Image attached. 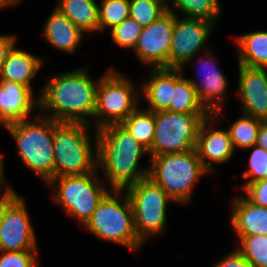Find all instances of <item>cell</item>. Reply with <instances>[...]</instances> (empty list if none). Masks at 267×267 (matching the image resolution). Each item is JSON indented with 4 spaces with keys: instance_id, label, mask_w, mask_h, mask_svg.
I'll list each match as a JSON object with an SVG mask.
<instances>
[{
    "instance_id": "obj_13",
    "label": "cell",
    "mask_w": 267,
    "mask_h": 267,
    "mask_svg": "<svg viewBox=\"0 0 267 267\" xmlns=\"http://www.w3.org/2000/svg\"><path fill=\"white\" fill-rule=\"evenodd\" d=\"M205 54L203 56L196 55L192 59L188 60L182 67L181 70L184 71L185 66L189 63L194 62L200 67L199 76L202 79L195 80L194 78H187L192 86L195 88L199 101L206 108L210 114H214L218 110H223L224 102H227L226 92L228 90V80L224 74L217 69V60L212 55V50H204ZM198 60V61H197ZM197 69V68H196ZM201 78V77H199Z\"/></svg>"
},
{
    "instance_id": "obj_29",
    "label": "cell",
    "mask_w": 267,
    "mask_h": 267,
    "mask_svg": "<svg viewBox=\"0 0 267 267\" xmlns=\"http://www.w3.org/2000/svg\"><path fill=\"white\" fill-rule=\"evenodd\" d=\"M129 17V0H100L98 3L99 33L111 30Z\"/></svg>"
},
{
    "instance_id": "obj_10",
    "label": "cell",
    "mask_w": 267,
    "mask_h": 267,
    "mask_svg": "<svg viewBox=\"0 0 267 267\" xmlns=\"http://www.w3.org/2000/svg\"><path fill=\"white\" fill-rule=\"evenodd\" d=\"M125 191L133 207L138 238L145 243L161 235L166 230L167 205L175 201L148 177L127 187Z\"/></svg>"
},
{
    "instance_id": "obj_39",
    "label": "cell",
    "mask_w": 267,
    "mask_h": 267,
    "mask_svg": "<svg viewBox=\"0 0 267 267\" xmlns=\"http://www.w3.org/2000/svg\"><path fill=\"white\" fill-rule=\"evenodd\" d=\"M3 159H4L3 154L0 151V187H5L4 186L5 184L7 185L6 180H5Z\"/></svg>"
},
{
    "instance_id": "obj_37",
    "label": "cell",
    "mask_w": 267,
    "mask_h": 267,
    "mask_svg": "<svg viewBox=\"0 0 267 267\" xmlns=\"http://www.w3.org/2000/svg\"><path fill=\"white\" fill-rule=\"evenodd\" d=\"M16 35L0 34V74L6 57L17 41Z\"/></svg>"
},
{
    "instance_id": "obj_15",
    "label": "cell",
    "mask_w": 267,
    "mask_h": 267,
    "mask_svg": "<svg viewBox=\"0 0 267 267\" xmlns=\"http://www.w3.org/2000/svg\"><path fill=\"white\" fill-rule=\"evenodd\" d=\"M25 203L20 196L0 219V251L38 250Z\"/></svg>"
},
{
    "instance_id": "obj_3",
    "label": "cell",
    "mask_w": 267,
    "mask_h": 267,
    "mask_svg": "<svg viewBox=\"0 0 267 267\" xmlns=\"http://www.w3.org/2000/svg\"><path fill=\"white\" fill-rule=\"evenodd\" d=\"M91 131L87 123L52 119L54 178L90 174L97 169V130L94 136Z\"/></svg>"
},
{
    "instance_id": "obj_8",
    "label": "cell",
    "mask_w": 267,
    "mask_h": 267,
    "mask_svg": "<svg viewBox=\"0 0 267 267\" xmlns=\"http://www.w3.org/2000/svg\"><path fill=\"white\" fill-rule=\"evenodd\" d=\"M139 90L133 82L113 67L99 77L94 111V131L111 124H121L140 105Z\"/></svg>"
},
{
    "instance_id": "obj_19",
    "label": "cell",
    "mask_w": 267,
    "mask_h": 267,
    "mask_svg": "<svg viewBox=\"0 0 267 267\" xmlns=\"http://www.w3.org/2000/svg\"><path fill=\"white\" fill-rule=\"evenodd\" d=\"M149 75L143 78L140 94L148 103L145 109L158 112L170 111V101L174 90V68H150ZM146 79V80H145Z\"/></svg>"
},
{
    "instance_id": "obj_6",
    "label": "cell",
    "mask_w": 267,
    "mask_h": 267,
    "mask_svg": "<svg viewBox=\"0 0 267 267\" xmlns=\"http://www.w3.org/2000/svg\"><path fill=\"white\" fill-rule=\"evenodd\" d=\"M208 174L211 173L203 166L196 149L150 156L148 178L181 205L192 202L194 185Z\"/></svg>"
},
{
    "instance_id": "obj_17",
    "label": "cell",
    "mask_w": 267,
    "mask_h": 267,
    "mask_svg": "<svg viewBox=\"0 0 267 267\" xmlns=\"http://www.w3.org/2000/svg\"><path fill=\"white\" fill-rule=\"evenodd\" d=\"M33 94L24 85L0 79V125L5 127L34 116L32 112L39 108V97Z\"/></svg>"
},
{
    "instance_id": "obj_38",
    "label": "cell",
    "mask_w": 267,
    "mask_h": 267,
    "mask_svg": "<svg viewBox=\"0 0 267 267\" xmlns=\"http://www.w3.org/2000/svg\"><path fill=\"white\" fill-rule=\"evenodd\" d=\"M256 145L264 148L267 151V121L261 122Z\"/></svg>"
},
{
    "instance_id": "obj_14",
    "label": "cell",
    "mask_w": 267,
    "mask_h": 267,
    "mask_svg": "<svg viewBox=\"0 0 267 267\" xmlns=\"http://www.w3.org/2000/svg\"><path fill=\"white\" fill-rule=\"evenodd\" d=\"M222 112V109L218 110L202 122L195 147L203 166L210 173L215 170L212 164L226 163L235 154L228 130L219 129L217 126L220 124V118L225 116Z\"/></svg>"
},
{
    "instance_id": "obj_9",
    "label": "cell",
    "mask_w": 267,
    "mask_h": 267,
    "mask_svg": "<svg viewBox=\"0 0 267 267\" xmlns=\"http://www.w3.org/2000/svg\"><path fill=\"white\" fill-rule=\"evenodd\" d=\"M210 113L155 112V131L149 156L195 149L199 128Z\"/></svg>"
},
{
    "instance_id": "obj_34",
    "label": "cell",
    "mask_w": 267,
    "mask_h": 267,
    "mask_svg": "<svg viewBox=\"0 0 267 267\" xmlns=\"http://www.w3.org/2000/svg\"><path fill=\"white\" fill-rule=\"evenodd\" d=\"M243 191L250 202L260 207H267V179L250 183Z\"/></svg>"
},
{
    "instance_id": "obj_2",
    "label": "cell",
    "mask_w": 267,
    "mask_h": 267,
    "mask_svg": "<svg viewBox=\"0 0 267 267\" xmlns=\"http://www.w3.org/2000/svg\"><path fill=\"white\" fill-rule=\"evenodd\" d=\"M148 149L122 124L97 130V170H102L107 188L125 190L148 177L149 165L139 166ZM140 167V168H139Z\"/></svg>"
},
{
    "instance_id": "obj_26",
    "label": "cell",
    "mask_w": 267,
    "mask_h": 267,
    "mask_svg": "<svg viewBox=\"0 0 267 267\" xmlns=\"http://www.w3.org/2000/svg\"><path fill=\"white\" fill-rule=\"evenodd\" d=\"M121 124L138 142L148 150L151 148L155 131V112L138 107Z\"/></svg>"
},
{
    "instance_id": "obj_40",
    "label": "cell",
    "mask_w": 267,
    "mask_h": 267,
    "mask_svg": "<svg viewBox=\"0 0 267 267\" xmlns=\"http://www.w3.org/2000/svg\"><path fill=\"white\" fill-rule=\"evenodd\" d=\"M21 0H0V9L1 8H10L17 6L18 3H20Z\"/></svg>"
},
{
    "instance_id": "obj_24",
    "label": "cell",
    "mask_w": 267,
    "mask_h": 267,
    "mask_svg": "<svg viewBox=\"0 0 267 267\" xmlns=\"http://www.w3.org/2000/svg\"><path fill=\"white\" fill-rule=\"evenodd\" d=\"M170 111L177 113H209L199 101L195 88L184 77L181 68H174V90Z\"/></svg>"
},
{
    "instance_id": "obj_27",
    "label": "cell",
    "mask_w": 267,
    "mask_h": 267,
    "mask_svg": "<svg viewBox=\"0 0 267 267\" xmlns=\"http://www.w3.org/2000/svg\"><path fill=\"white\" fill-rule=\"evenodd\" d=\"M262 120L242 114L227 127L234 149H248L257 143Z\"/></svg>"
},
{
    "instance_id": "obj_25",
    "label": "cell",
    "mask_w": 267,
    "mask_h": 267,
    "mask_svg": "<svg viewBox=\"0 0 267 267\" xmlns=\"http://www.w3.org/2000/svg\"><path fill=\"white\" fill-rule=\"evenodd\" d=\"M167 8L176 15L180 12L182 17L203 19L215 25L222 15L221 0H168Z\"/></svg>"
},
{
    "instance_id": "obj_7",
    "label": "cell",
    "mask_w": 267,
    "mask_h": 267,
    "mask_svg": "<svg viewBox=\"0 0 267 267\" xmlns=\"http://www.w3.org/2000/svg\"><path fill=\"white\" fill-rule=\"evenodd\" d=\"M99 174V170L96 169L90 174L60 176L47 183L52 187V201L60 206L66 215L76 219L83 226L111 190L106 188Z\"/></svg>"
},
{
    "instance_id": "obj_16",
    "label": "cell",
    "mask_w": 267,
    "mask_h": 267,
    "mask_svg": "<svg viewBox=\"0 0 267 267\" xmlns=\"http://www.w3.org/2000/svg\"><path fill=\"white\" fill-rule=\"evenodd\" d=\"M237 95L242 114L267 121V68L238 64Z\"/></svg>"
},
{
    "instance_id": "obj_12",
    "label": "cell",
    "mask_w": 267,
    "mask_h": 267,
    "mask_svg": "<svg viewBox=\"0 0 267 267\" xmlns=\"http://www.w3.org/2000/svg\"><path fill=\"white\" fill-rule=\"evenodd\" d=\"M174 32V12L167 10L142 33L133 50L149 68H169V52Z\"/></svg>"
},
{
    "instance_id": "obj_32",
    "label": "cell",
    "mask_w": 267,
    "mask_h": 267,
    "mask_svg": "<svg viewBox=\"0 0 267 267\" xmlns=\"http://www.w3.org/2000/svg\"><path fill=\"white\" fill-rule=\"evenodd\" d=\"M142 29L143 27H141L140 24L131 17H128L119 25L112 28L109 33L112 37V41H114L117 46L130 48L133 51L142 33Z\"/></svg>"
},
{
    "instance_id": "obj_1",
    "label": "cell",
    "mask_w": 267,
    "mask_h": 267,
    "mask_svg": "<svg viewBox=\"0 0 267 267\" xmlns=\"http://www.w3.org/2000/svg\"><path fill=\"white\" fill-rule=\"evenodd\" d=\"M48 78L38 95V112L55 121L91 125L89 119L94 116L99 78L93 79L86 67Z\"/></svg>"
},
{
    "instance_id": "obj_18",
    "label": "cell",
    "mask_w": 267,
    "mask_h": 267,
    "mask_svg": "<svg viewBox=\"0 0 267 267\" xmlns=\"http://www.w3.org/2000/svg\"><path fill=\"white\" fill-rule=\"evenodd\" d=\"M42 33L52 48L66 54L77 52L86 35L56 7L46 19Z\"/></svg>"
},
{
    "instance_id": "obj_35",
    "label": "cell",
    "mask_w": 267,
    "mask_h": 267,
    "mask_svg": "<svg viewBox=\"0 0 267 267\" xmlns=\"http://www.w3.org/2000/svg\"><path fill=\"white\" fill-rule=\"evenodd\" d=\"M214 267H251V265L237 248H234L230 253L221 257Z\"/></svg>"
},
{
    "instance_id": "obj_22",
    "label": "cell",
    "mask_w": 267,
    "mask_h": 267,
    "mask_svg": "<svg viewBox=\"0 0 267 267\" xmlns=\"http://www.w3.org/2000/svg\"><path fill=\"white\" fill-rule=\"evenodd\" d=\"M59 9L83 33H99L98 3L96 0H59Z\"/></svg>"
},
{
    "instance_id": "obj_30",
    "label": "cell",
    "mask_w": 267,
    "mask_h": 267,
    "mask_svg": "<svg viewBox=\"0 0 267 267\" xmlns=\"http://www.w3.org/2000/svg\"><path fill=\"white\" fill-rule=\"evenodd\" d=\"M168 10L164 0H129V17L148 27Z\"/></svg>"
},
{
    "instance_id": "obj_20",
    "label": "cell",
    "mask_w": 267,
    "mask_h": 267,
    "mask_svg": "<svg viewBox=\"0 0 267 267\" xmlns=\"http://www.w3.org/2000/svg\"><path fill=\"white\" fill-rule=\"evenodd\" d=\"M230 221L236 235H267V207L250 202L245 196L231 201Z\"/></svg>"
},
{
    "instance_id": "obj_4",
    "label": "cell",
    "mask_w": 267,
    "mask_h": 267,
    "mask_svg": "<svg viewBox=\"0 0 267 267\" xmlns=\"http://www.w3.org/2000/svg\"><path fill=\"white\" fill-rule=\"evenodd\" d=\"M85 227L97 239L127 247L136 253L144 244L136 233L133 207L125 190L111 189Z\"/></svg>"
},
{
    "instance_id": "obj_28",
    "label": "cell",
    "mask_w": 267,
    "mask_h": 267,
    "mask_svg": "<svg viewBox=\"0 0 267 267\" xmlns=\"http://www.w3.org/2000/svg\"><path fill=\"white\" fill-rule=\"evenodd\" d=\"M236 236V248L251 267H267V235Z\"/></svg>"
},
{
    "instance_id": "obj_31",
    "label": "cell",
    "mask_w": 267,
    "mask_h": 267,
    "mask_svg": "<svg viewBox=\"0 0 267 267\" xmlns=\"http://www.w3.org/2000/svg\"><path fill=\"white\" fill-rule=\"evenodd\" d=\"M248 149L252 151L248 161L249 167L241 175L242 180H247L240 186L243 190L250 183L267 179V151L256 144Z\"/></svg>"
},
{
    "instance_id": "obj_36",
    "label": "cell",
    "mask_w": 267,
    "mask_h": 267,
    "mask_svg": "<svg viewBox=\"0 0 267 267\" xmlns=\"http://www.w3.org/2000/svg\"><path fill=\"white\" fill-rule=\"evenodd\" d=\"M0 187V219L4 216L11 205L21 196L12 186ZM4 190L3 192L1 190ZM2 192V193H1Z\"/></svg>"
},
{
    "instance_id": "obj_11",
    "label": "cell",
    "mask_w": 267,
    "mask_h": 267,
    "mask_svg": "<svg viewBox=\"0 0 267 267\" xmlns=\"http://www.w3.org/2000/svg\"><path fill=\"white\" fill-rule=\"evenodd\" d=\"M203 19L185 18L174 13V32L169 52V68H181L202 49L207 50L208 38L216 28ZM214 28V29H213Z\"/></svg>"
},
{
    "instance_id": "obj_21",
    "label": "cell",
    "mask_w": 267,
    "mask_h": 267,
    "mask_svg": "<svg viewBox=\"0 0 267 267\" xmlns=\"http://www.w3.org/2000/svg\"><path fill=\"white\" fill-rule=\"evenodd\" d=\"M45 57H37L15 45L9 51L0 74V79H7L30 88L31 80L35 78L42 67Z\"/></svg>"
},
{
    "instance_id": "obj_5",
    "label": "cell",
    "mask_w": 267,
    "mask_h": 267,
    "mask_svg": "<svg viewBox=\"0 0 267 267\" xmlns=\"http://www.w3.org/2000/svg\"><path fill=\"white\" fill-rule=\"evenodd\" d=\"M5 129L16 141L23 165L47 184L54 178L52 119L40 113Z\"/></svg>"
},
{
    "instance_id": "obj_23",
    "label": "cell",
    "mask_w": 267,
    "mask_h": 267,
    "mask_svg": "<svg viewBox=\"0 0 267 267\" xmlns=\"http://www.w3.org/2000/svg\"><path fill=\"white\" fill-rule=\"evenodd\" d=\"M238 64L267 68V30L245 33L236 37Z\"/></svg>"
},
{
    "instance_id": "obj_33",
    "label": "cell",
    "mask_w": 267,
    "mask_h": 267,
    "mask_svg": "<svg viewBox=\"0 0 267 267\" xmlns=\"http://www.w3.org/2000/svg\"><path fill=\"white\" fill-rule=\"evenodd\" d=\"M0 267H39L38 250L0 251Z\"/></svg>"
}]
</instances>
